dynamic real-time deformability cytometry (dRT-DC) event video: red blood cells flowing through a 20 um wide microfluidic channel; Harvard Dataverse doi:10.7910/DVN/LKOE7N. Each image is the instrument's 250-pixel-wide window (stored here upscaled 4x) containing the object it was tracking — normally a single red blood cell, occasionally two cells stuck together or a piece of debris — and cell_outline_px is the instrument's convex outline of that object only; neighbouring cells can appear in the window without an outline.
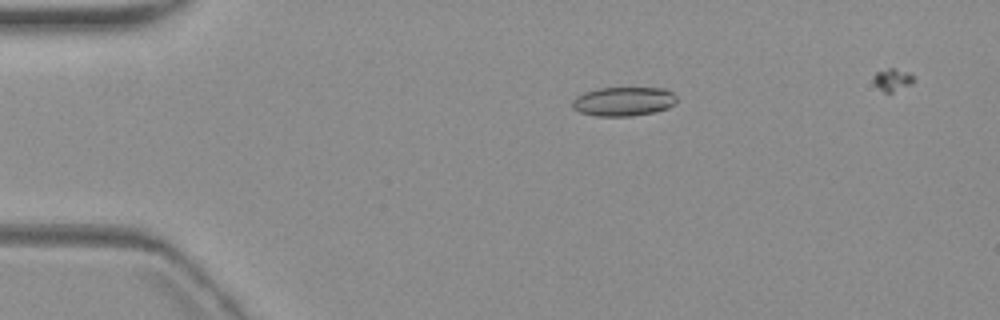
{"species": "common noctule bat (a hibernating species)", "species_latin": "Nyctalus noctula", "temperature_condition": "warm", "stored_images_in_passage": 5, "camera_frame_rate_fps": 3000, "um_per_image_px": 0.085, "animal": {"sex": "female", "body_mass_g": 19.3, "forearm_length_mm": 54.1}, "frame": {"image": 1, "passage_image": 1, "time_ms": 0.0, "image_size_px": [1000, 320], "cell_outline_px": [[676, 100], [668, 108], [652, 112], [632, 116], [596, 116], [580, 112], [572, 104], [572, 100], [576, 96], [584, 92], [600, 88], [664, 88], [672, 92], [676, 96]], "centroid_in_image_um": [52.99, 8.61], "position_along_channel_um": 32.0, "area_um2": 17.51}}
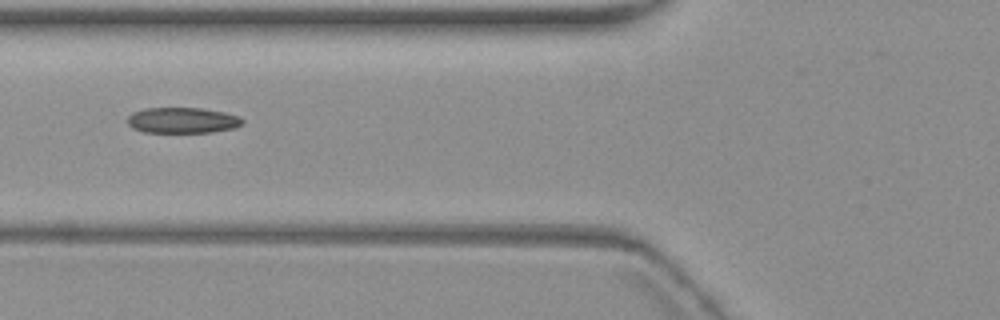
{"frame": {"image": 2, "passage_image": 4, "time_ms": 3.667, "image_size_px": [1000, 320], "cell_outline_px": [[244, 124], [232, 128], [212, 132], [144, 132], [132, 128], [128, 124], [128, 116], [132, 112], [144, 108], [200, 108], [224, 112], [240, 116], [244, 120]], "centroid_in_image_um": [15.51, 10.22], "position_along_channel_um": 110.3, "area_um2": 17.28}}
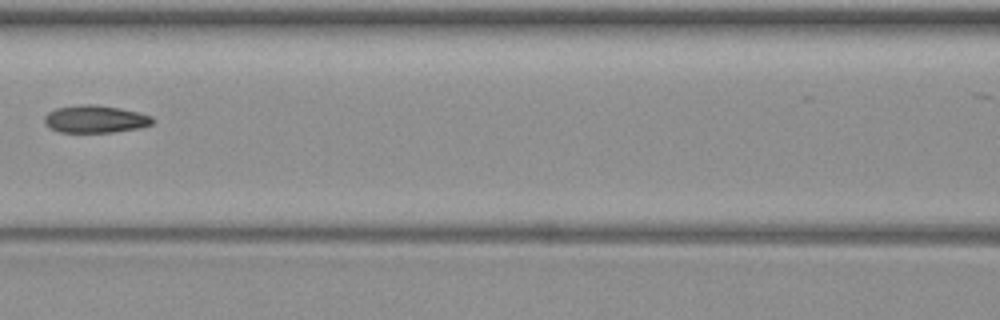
{"frame": {"image": 3, "passage_image": 5, "time_ms": 5.0, "image_size_px": [1000, 320], "cell_outline_px": [[152, 124], [140, 128], [112, 132], [60, 132], [48, 128], [44, 124], [44, 116], [48, 112], [56, 108], [84, 104], [92, 104], [120, 108], [152, 116]], "centroid_in_image_um": [8.05, 10.13], "position_along_channel_um": 158.6, "area_um2": 17.28}}